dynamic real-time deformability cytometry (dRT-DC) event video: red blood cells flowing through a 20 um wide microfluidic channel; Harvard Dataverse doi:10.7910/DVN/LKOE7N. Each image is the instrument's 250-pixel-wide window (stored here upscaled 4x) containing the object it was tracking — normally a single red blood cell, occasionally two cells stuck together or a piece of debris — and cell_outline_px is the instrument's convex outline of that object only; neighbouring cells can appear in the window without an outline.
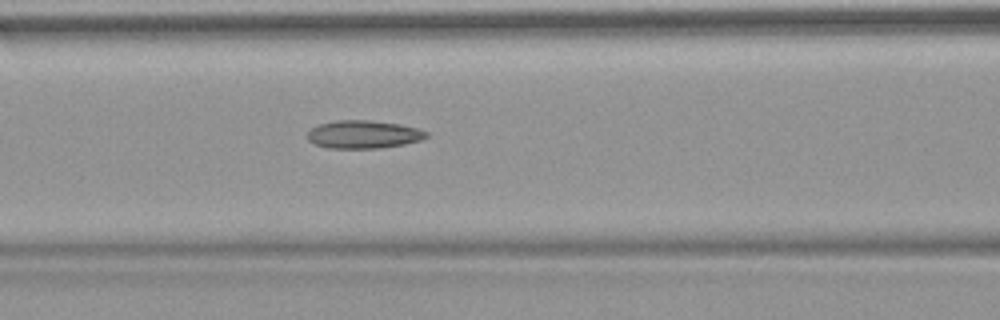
{"species": "common noctule bat (a hibernating species)", "species_latin": "Nyctalus noctula", "temperature_condition": "warm", "stored_images_in_passage": 36, "camera_frame_rate_fps": 3000, "um_per_image_px": 0.085, "animal": {"sex": "female", "body_mass_g": 18.4}, "frame": {"image": 1, "passage_image": 11, "time_ms": 3.333, "image_size_px": [1000, 320], "cell_outline_px": [[428, 136], [420, 140], [404, 144], [380, 148], [328, 148], [316, 144], [308, 140], [308, 132], [312, 128], [320, 124], [336, 120], [372, 120], [400, 124], [416, 128], [428, 132]], "centroid_in_image_um": [30.9, 11.42], "position_along_channel_um": 135.7, "area_um2": 19.31}}
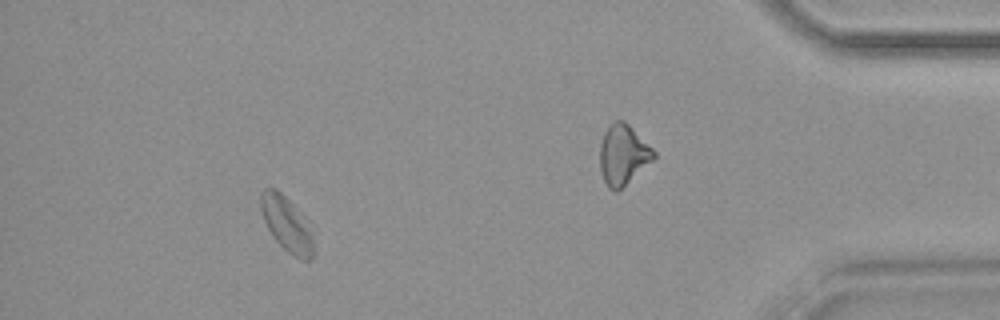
{"frame": {"image": 2, "passage_image": 31, "time_ms": 10.0, "image_size_px": [1000, 320], "cell_outline_px": [[316, 252], [312, 260], [300, 260], [288, 252], [276, 240], [268, 228], [264, 220], [260, 208], [260, 192], [264, 188], [276, 188], [292, 204], [308, 232], [316, 248]], "centroid_in_image_um": [24.32, 19.09], "position_along_channel_um": 410.9, "area_um2": 16.13}, "authors_computed_cell_mechanics": {"area_um2": 18.3804, "velocity_mm_per_s": 3.8413, "shape_relaxation_time_tau1_ms": null, "shape_relaxation_time_tau2_ms": 3.4299, "deformation_change_tau1": null, "deformation_change_tau2": 0.1205}}